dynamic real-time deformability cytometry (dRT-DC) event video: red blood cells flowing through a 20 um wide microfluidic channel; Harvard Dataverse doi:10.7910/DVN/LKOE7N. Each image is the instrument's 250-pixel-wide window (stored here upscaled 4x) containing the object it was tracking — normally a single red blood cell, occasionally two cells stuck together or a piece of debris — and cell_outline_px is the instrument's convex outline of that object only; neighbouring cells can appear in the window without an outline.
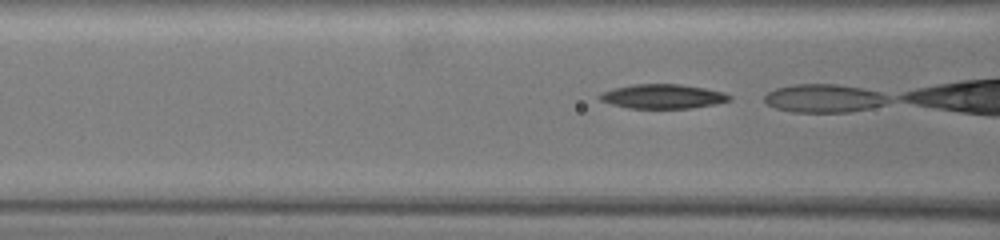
{"species": "common noctule bat (a hibernating species)", "species_latin": "Nyctalus noctula", "temperature_condition": "warm", "stored_images_in_passage": 13, "camera_frame_rate_fps": 3000, "um_per_image_px": 0.085, "animal": {"sex": "female", "body_mass_g": 19.5, "forearm_length_mm": 54.1}, "frame": {"image": 1, "passage_image": 11, "time_ms": 3.333, "image_size_px": [1000, 240], "cell_outline_px": [[732, 100], [716, 104], [692, 108], [628, 108], [612, 104], [600, 100], [596, 96], [600, 92], [612, 88], [632, 84], [680, 84], [704, 88], [724, 92], [732, 96]], "centroid_in_image_um": [56.32, 8.19], "position_along_channel_um": 110.3, "area_um2": 18.61}}